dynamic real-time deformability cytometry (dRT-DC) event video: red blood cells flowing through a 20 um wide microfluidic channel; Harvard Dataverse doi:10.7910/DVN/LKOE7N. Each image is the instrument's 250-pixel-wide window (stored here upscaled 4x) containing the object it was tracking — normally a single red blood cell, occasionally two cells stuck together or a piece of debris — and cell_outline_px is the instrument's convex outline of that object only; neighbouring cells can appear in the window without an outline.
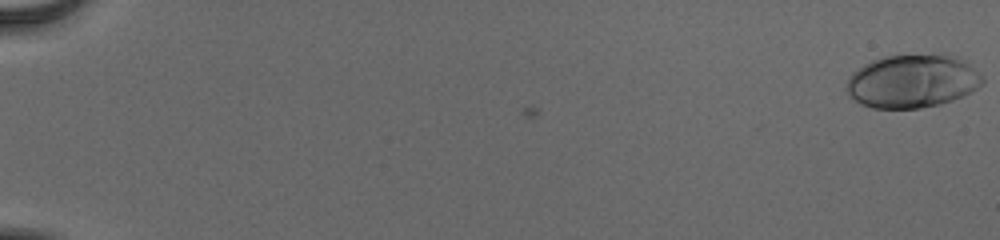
{"species": "human", "species_latin": "Homo sapiens", "temperature_condition": "cold", "stored_images_in_passage": 56, "camera_frame_rate_fps": 3000, "um_per_image_px": 0.085, "donor": {"sex": "male"}, "frame": {"image": 1, "passage_image": 1, "time_ms": 0.0, "image_size_px": [1000, 240], "cell_outline_px": [[984, 80], [976, 88], [952, 100], [940, 104], [920, 108], [872, 108], [860, 104], [848, 96], [848, 76], [852, 72], [864, 64], [872, 60], [884, 56], [944, 52], [968, 64]], "centroid_in_image_um": [77.49, 6.88], "position_along_channel_um": 7.5, "area_um2": 42.19}}
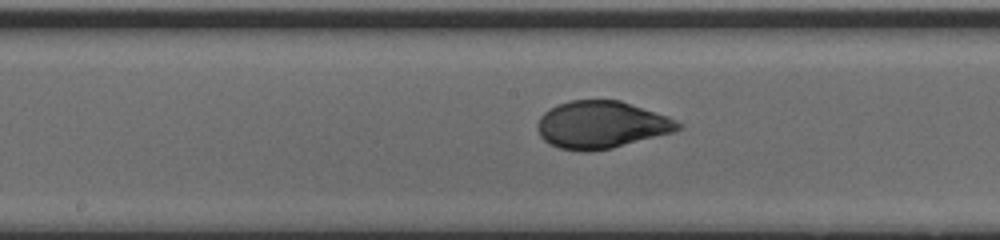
{"frame": {"image": 2, "passage_image": 32, "time_ms": 10.333, "image_size_px": [1000, 240], "cell_outline_px": [[684, 128], [672, 132], [612, 148], [588, 152], [560, 148], [548, 144], [540, 136], [536, 128], [536, 124], [540, 116], [544, 112], [556, 104], [572, 100], [620, 100], [668, 116], [684, 124]], "centroid_in_image_um": [51.1, 10.6], "position_along_channel_um": 197.1, "area_um2": 38.96}}
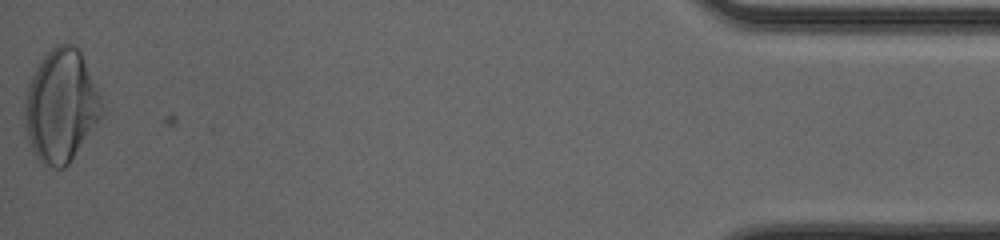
{"frame": {"image": 3, "passage_image": 56, "time_ms": 18.333, "image_size_px": [1000, 240], "cell_outline_px": [[104, 112], [68, 164], [64, 168], [56, 168], [44, 164], [32, 152], [24, 128], [24, 96], [28, 84], [36, 68], [44, 56], [56, 44], [72, 44], [80, 48], [104, 104]], "centroid_in_image_um": [5.17, 8.98], "position_along_channel_um": 430.0, "area_um2": 50.75}, "authors_computed_cell_mechanics": {"area_um2": 39.4196, "velocity_mm_per_s": 3.8917, "shape_relaxation_time_tau1_ms": 3.6156, "shape_relaxation_time_tau2_ms": null, "deformation_change_tau1": 0.1699, "deformation_change_tau2": null}}